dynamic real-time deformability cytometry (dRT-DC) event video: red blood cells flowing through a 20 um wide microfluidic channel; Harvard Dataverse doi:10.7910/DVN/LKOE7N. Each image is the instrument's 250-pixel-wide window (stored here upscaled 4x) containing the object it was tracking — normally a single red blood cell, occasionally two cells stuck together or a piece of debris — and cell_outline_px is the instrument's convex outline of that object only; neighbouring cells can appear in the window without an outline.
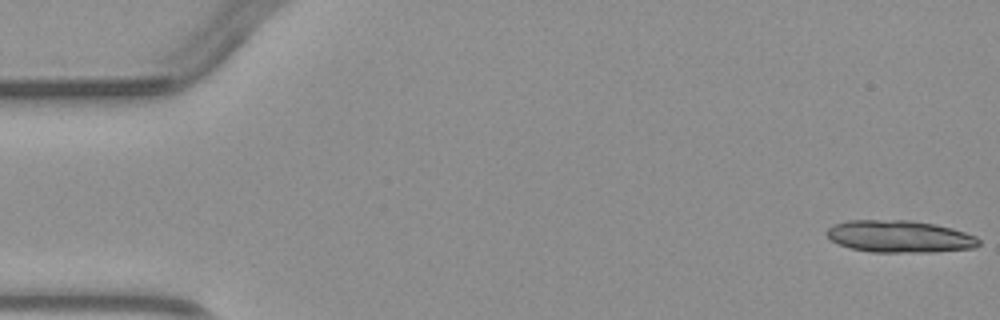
{"species": "common noctule bat (a hibernating species)", "species_latin": "Nyctalus noctula", "temperature_condition": "warm", "stored_images_in_passage": 5, "camera_frame_rate_fps": 3000, "um_per_image_px": 0.085, "animal": {"sex": "male", "body_mass_g": 23.1, "forearm_length_mm": 52.7}, "frame": {"image": 1, "passage_image": 1, "time_ms": 0.0, "image_size_px": [1000, 320], "cell_outline_px": [[980, 244], [976, 248], [936, 252], [872, 252], [852, 248], [840, 244], [832, 240], [824, 232], [832, 224], [848, 220], [908, 220], [936, 224], [952, 228], [976, 236], [980, 240]], "centroid_in_image_um": [76.49, 20.1], "position_along_channel_um": 8.5, "area_um2": 28.61}}
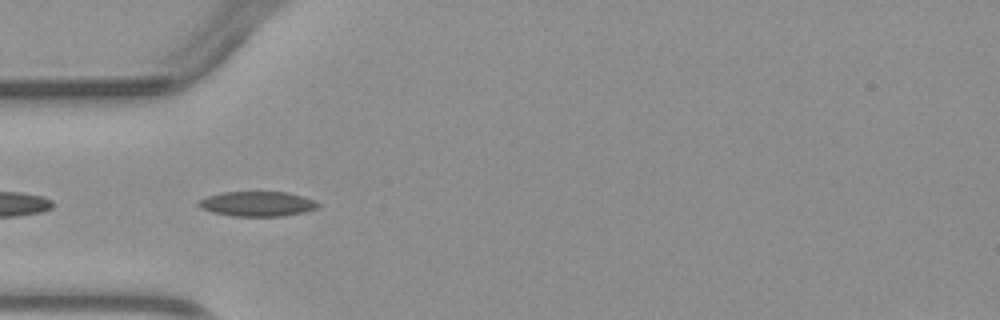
{"frame": {"image": 2, "passage_image": 4, "time_ms": 4.667, "image_size_px": [1000, 320], "cell_outline_px": [[320, 208], [304, 212], [284, 216], [232, 216], [212, 212], [200, 208], [200, 200], [208, 196], [224, 192], [288, 192], [316, 200], [320, 204]], "centroid_in_image_um": [21.95, 17.33], "position_along_channel_um": 63.1, "area_um2": 17.34}}
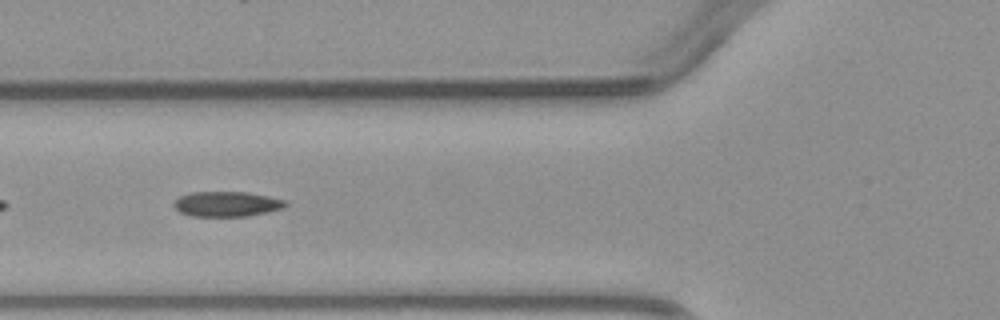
{"frame": {"image": 3, "passage_image": 5, "time_ms": 5.667, "image_size_px": [1000, 320], "cell_outline_px": [[288, 204], [284, 208], [268, 212], [244, 216], [192, 216], [180, 212], [172, 204], [180, 196], [192, 192], [248, 192], [288, 200]], "centroid_in_image_um": [19.32, 17.33], "position_along_channel_um": 106.5, "area_um2": 16.36}}